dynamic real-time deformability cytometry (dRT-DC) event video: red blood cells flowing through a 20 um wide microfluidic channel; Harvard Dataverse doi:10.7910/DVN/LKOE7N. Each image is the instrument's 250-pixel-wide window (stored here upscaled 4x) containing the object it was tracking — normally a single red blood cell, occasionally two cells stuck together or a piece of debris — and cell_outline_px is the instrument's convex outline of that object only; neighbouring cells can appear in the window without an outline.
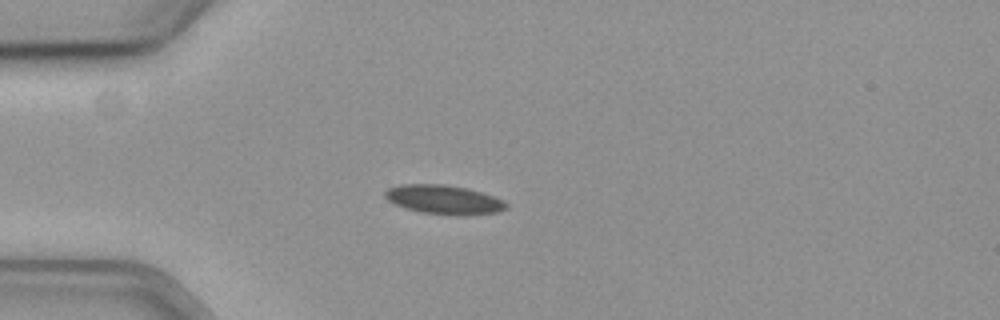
{"species": "common noctule bat (a hibernating species)", "species_latin": "Nyctalus noctula", "temperature_condition": "cold", "stored_images_in_passage": 43, "camera_frame_rate_fps": 3000, "um_per_image_px": 0.085, "animal": {"sex": "female", "body_mass_g": 19.3, "forearm_length_mm": 54.1}, "frame": {"image": 1, "passage_image": 1, "time_ms": 0.0, "image_size_px": [1000, 320], "cell_outline_px": [[508, 208], [500, 212], [464, 216], [456, 216], [424, 212], [408, 208], [396, 204], [388, 200], [384, 196], [384, 192], [388, 188], [400, 184], [444, 184], [468, 188], [504, 200], [508, 204]], "centroid_in_image_um": [37.78, 16.97], "position_along_channel_um": 47.2, "area_um2": 20.63}}
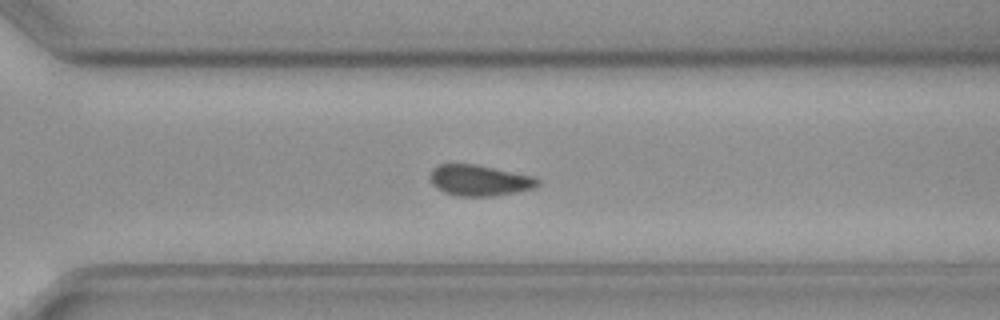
{"frame": {"image": 2, "passage_image": 26, "time_ms": 8.333, "image_size_px": [1000, 320], "cell_outline_px": [[540, 184], [536, 188], [496, 196], [456, 196], [444, 192], [432, 184], [428, 176], [432, 168], [436, 164], [476, 164], [536, 176], [540, 180]], "centroid_in_image_um": [40.77, 15.32], "position_along_channel_um": 329.8, "area_um2": 19.83}}
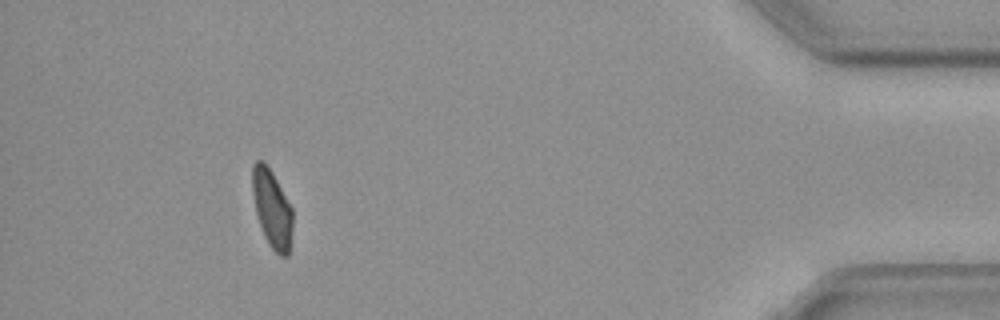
{"frame": {"image": 3, "passage_image": 38, "time_ms": 12.333, "image_size_px": [1000, 320], "cell_outline_px": [[292, 228], [288, 256], [280, 256], [268, 244], [264, 236], [256, 212], [252, 192], [252, 164], [256, 160], [264, 160], [272, 172], [292, 208]], "centroid_in_image_um": [23.1, 17.71], "position_along_channel_um": 412.1, "area_um2": 18.21}}